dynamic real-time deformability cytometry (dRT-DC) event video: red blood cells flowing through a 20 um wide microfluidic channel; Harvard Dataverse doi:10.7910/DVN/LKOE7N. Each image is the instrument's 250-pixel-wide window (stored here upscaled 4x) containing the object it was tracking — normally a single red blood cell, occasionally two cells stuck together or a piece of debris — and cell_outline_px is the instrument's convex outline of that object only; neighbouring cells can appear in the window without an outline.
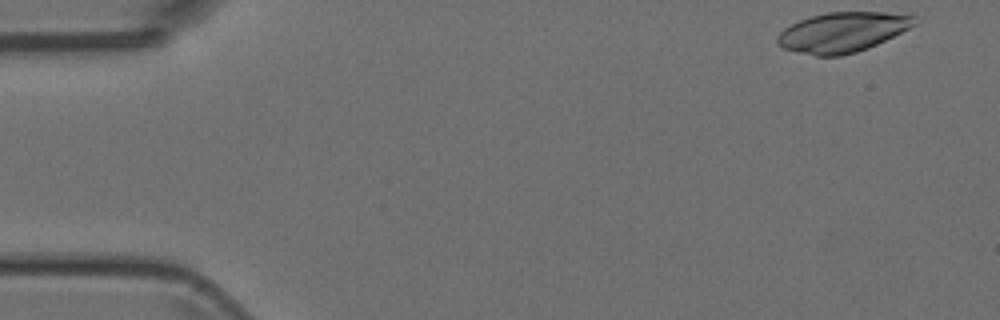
{"species": "Egyptian fruit bat (a non-hibernating species)", "species_latin": "Rousettus aegyptiacus", "temperature_condition": "room temperature", "stored_images_in_passage": 49, "camera_frame_rate_fps": 3000, "um_per_image_px": 0.085, "animal": {"sex": "female"}, "frame": {"image": 1, "passage_image": 1, "time_ms": 0.0, "image_size_px": [1000, 320], "cell_outline_px": [[916, 24], [868, 48], [856, 52], [840, 56], [816, 56], [784, 48], [776, 40], [776, 36], [784, 28], [800, 20], [812, 16], [828, 12], [884, 12], [916, 16]], "centroid_in_image_um": [71.6, 2.73], "position_along_channel_um": 13.4, "area_um2": 31.44}}
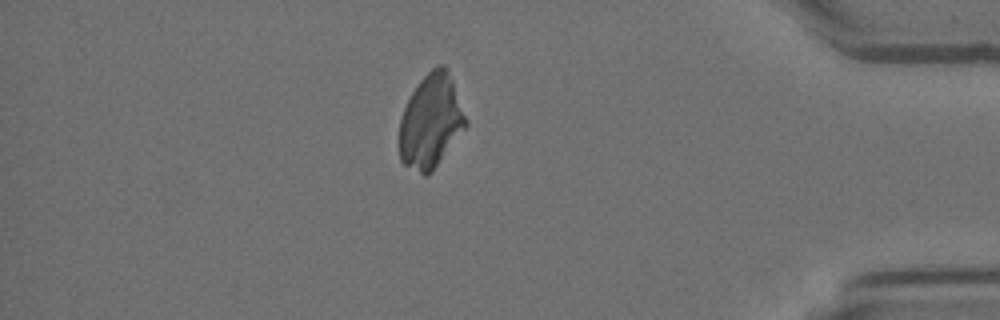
{"frame": {"image": 2, "passage_image": 42, "time_ms": 13.667, "image_size_px": [1000, 320], "cell_outline_px": [[468, 124], [432, 172], [428, 176], [424, 176], [404, 164], [400, 160], [400, 120], [404, 108], [412, 92], [420, 80], [436, 64], [444, 64], [448, 68]], "centroid_in_image_um": [36.62, 10.31], "position_along_channel_um": 398.6, "area_um2": 36.01}}
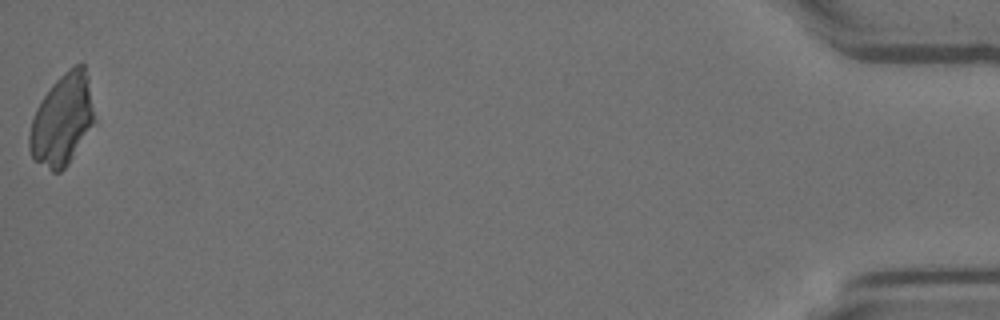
{"frame": {"image": 3, "passage_image": 49, "time_ms": 16.0, "image_size_px": [1000, 320], "cell_outline_px": [[96, 124], [68, 164], [60, 172], [52, 172], [32, 160], [28, 148], [28, 136], [32, 120], [36, 108], [40, 100], [52, 84], [64, 72], [76, 64], [84, 64], [88, 76], [96, 120]], "centroid_in_image_um": [5.3, 10.22], "position_along_channel_um": 429.9, "area_um2": 35.2}}